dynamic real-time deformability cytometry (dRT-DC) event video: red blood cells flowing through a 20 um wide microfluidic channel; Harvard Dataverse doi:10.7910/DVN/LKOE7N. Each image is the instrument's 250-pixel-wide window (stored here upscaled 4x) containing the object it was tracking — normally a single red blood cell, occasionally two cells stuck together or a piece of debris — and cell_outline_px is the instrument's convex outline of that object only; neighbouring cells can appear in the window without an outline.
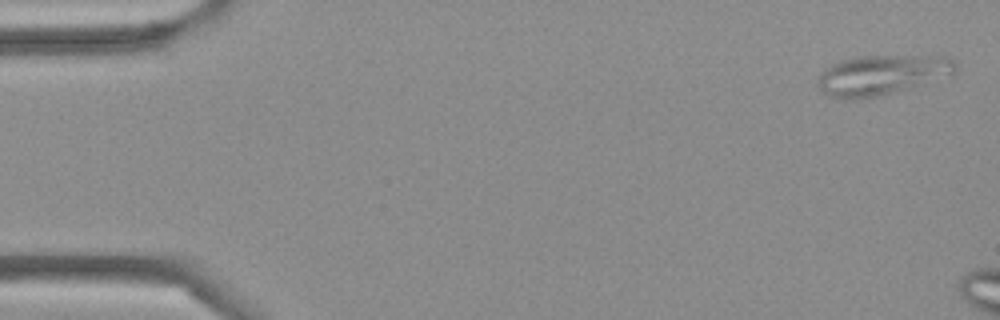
{"species": "Egyptian fruit bat (a non-hibernating species)", "species_latin": "Rousettus aegyptiacus", "temperature_condition": "cold", "stored_images_in_passage": 6, "camera_frame_rate_fps": 3000, "um_per_image_px": 0.085, "frame": {"image": 1, "passage_image": 1, "time_ms": 0.0, "image_size_px": [1000, 320], "cell_outline_px": [[956, 68], [952, 72], [908, 88], [880, 96], [860, 100], [848, 100], [828, 96], [816, 84], [816, 80], [820, 72], [824, 68], [840, 60], [864, 56], [952, 56], [956, 60]], "centroid_in_image_um": [74.85, 6.37], "position_along_channel_um": 10.2, "area_um2": 31.91}}